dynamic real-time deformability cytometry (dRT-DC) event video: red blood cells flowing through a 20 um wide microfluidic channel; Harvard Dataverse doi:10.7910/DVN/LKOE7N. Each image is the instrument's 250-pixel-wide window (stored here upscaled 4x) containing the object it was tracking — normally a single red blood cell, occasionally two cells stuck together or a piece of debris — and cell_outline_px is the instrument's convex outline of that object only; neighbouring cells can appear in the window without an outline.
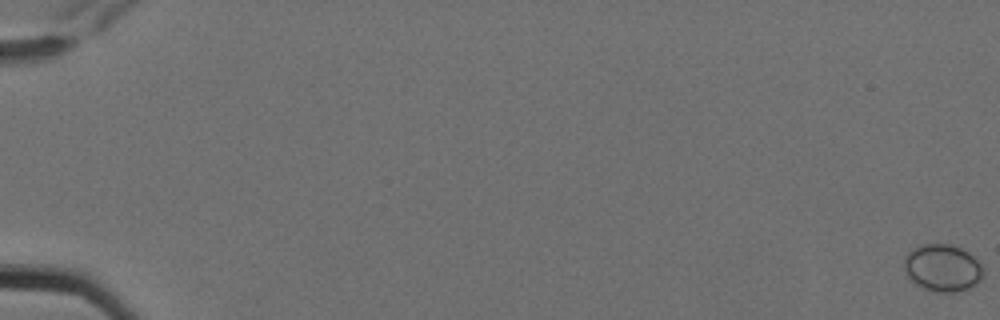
{"species": "Egyptian fruit bat (a non-hibernating species)", "species_latin": "Rousettus aegyptiacus", "temperature_condition": "cold", "stored_images_in_passage": 7, "camera_frame_rate_fps": 3000, "um_per_image_px": 0.085, "animal": {"sex": "female"}, "frame": {"image": 1, "passage_image": 1, "time_ms": 0.0, "image_size_px": [1000, 320], "cell_outline_px": [[984, 276], [972, 288], [956, 292], [936, 292], [924, 288], [916, 284], [908, 276], [904, 268], [904, 256], [912, 248], [924, 244], [948, 244], [960, 248], [968, 252], [984, 268]], "centroid_in_image_um": [80.13, 22.78], "position_along_channel_um": 4.9, "area_um2": 21.85}}
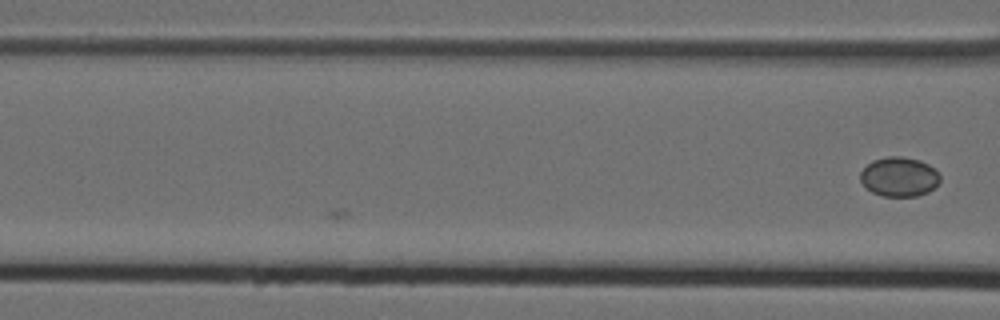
{"frame": {"image": 2, "passage_image": 7, "time_ms": 2.0, "image_size_px": [1000, 320], "cell_outline_px": [[940, 180], [928, 192], [916, 196], [880, 196], [872, 192], [860, 180], [860, 172], [872, 160], [888, 156], [900, 156], [920, 160], [928, 164], [940, 176]], "centroid_in_image_um": [76.41, 15.02], "position_along_channel_um": 90.2, "area_um2": 18.15}}